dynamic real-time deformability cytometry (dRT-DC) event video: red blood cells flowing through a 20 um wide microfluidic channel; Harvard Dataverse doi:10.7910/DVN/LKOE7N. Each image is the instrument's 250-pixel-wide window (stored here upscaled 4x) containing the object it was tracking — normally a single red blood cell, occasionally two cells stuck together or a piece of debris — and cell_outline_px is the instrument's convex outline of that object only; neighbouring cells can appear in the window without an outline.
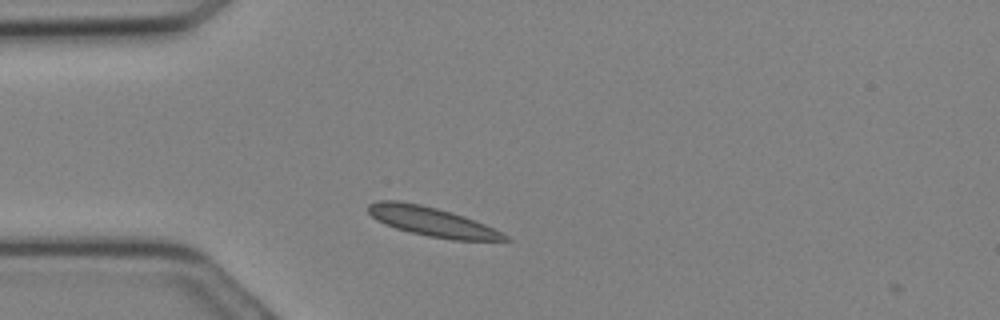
{"species": "Egyptian fruit bat (a non-hibernating species)", "species_latin": "Rousettus aegyptiacus", "temperature_condition": "cold", "stored_images_in_passage": 4, "camera_frame_rate_fps": 3000, "um_per_image_px": 0.085, "animal": {"sex": "female"}, "frame": {"image": 1, "passage_image": 2, "time_ms": 0.333, "image_size_px": [1000, 320], "cell_outline_px": [[512, 240], [452, 240], [428, 236], [396, 228], [384, 224], [376, 220], [368, 212], [368, 204], [376, 200], [396, 200], [420, 204], [436, 208], [464, 216], [504, 232]], "centroid_in_image_um": [36.71, 18.83], "position_along_channel_um": 48.3, "area_um2": 23.18}}